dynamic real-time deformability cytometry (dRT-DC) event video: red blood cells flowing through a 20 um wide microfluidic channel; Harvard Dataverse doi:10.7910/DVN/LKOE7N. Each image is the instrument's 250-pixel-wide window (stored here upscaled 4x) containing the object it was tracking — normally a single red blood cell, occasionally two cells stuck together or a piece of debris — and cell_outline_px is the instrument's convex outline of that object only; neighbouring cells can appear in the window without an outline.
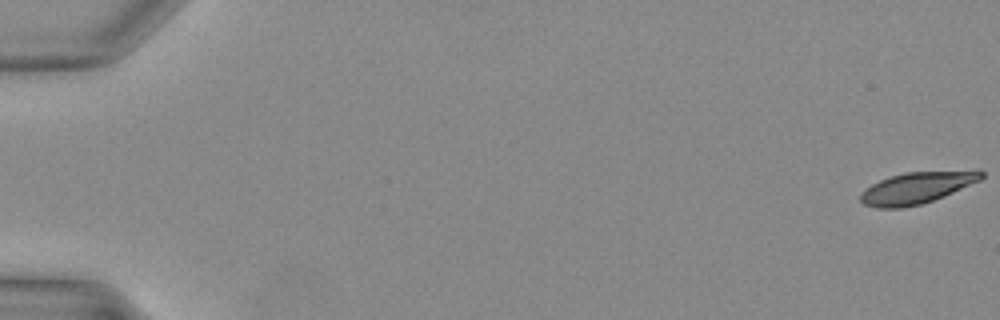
{"species": "Egyptian fruit bat (a non-hibernating species)", "species_latin": "Rousettus aegyptiacus", "temperature_condition": "warm", "stored_images_in_passage": 8, "camera_frame_rate_fps": 3000, "um_per_image_px": 0.085, "animal": {"sex": "female"}, "frame": {"image": 1, "passage_image": 1, "time_ms": 0.0, "image_size_px": [1000, 320], "cell_outline_px": [[984, 176], [980, 180], [944, 196], [920, 204], [900, 208], [876, 208], [864, 204], [860, 200], [860, 196], [872, 184], [880, 180], [904, 172], [980, 168], [984, 172]], "centroid_in_image_um": [78.03, 15.92], "position_along_channel_um": 7.0, "area_um2": 22.48}}